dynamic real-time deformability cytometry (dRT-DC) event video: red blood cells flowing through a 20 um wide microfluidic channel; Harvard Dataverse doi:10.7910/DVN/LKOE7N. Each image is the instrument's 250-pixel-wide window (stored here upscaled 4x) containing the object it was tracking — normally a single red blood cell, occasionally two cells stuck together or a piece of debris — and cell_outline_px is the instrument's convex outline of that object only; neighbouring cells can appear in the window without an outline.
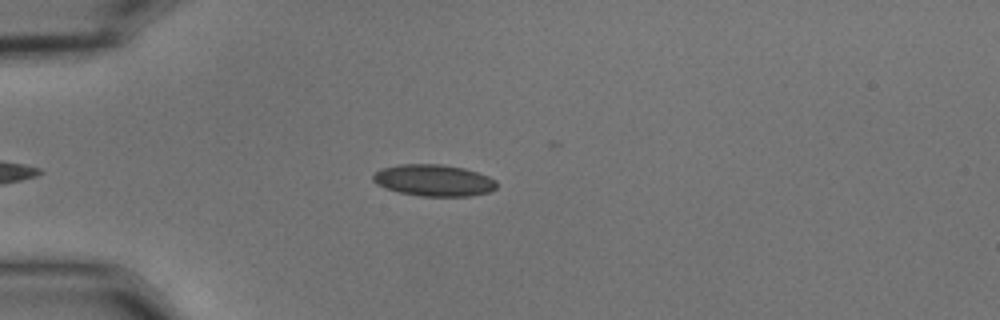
{"species": "common noctule bat (a hibernating species)", "species_latin": "Nyctalus noctula", "temperature_condition": "cold", "stored_images_in_passage": 41, "camera_frame_rate_fps": 3000, "um_per_image_px": 0.085, "animal": {"sex": "male", "body_mass_g": 15.6}, "frame": {"image": 1, "passage_image": 5, "time_ms": 1.333, "image_size_px": [1000, 320], "cell_outline_px": [[496, 188], [488, 192], [472, 196], [420, 196], [400, 192], [384, 188], [376, 184], [372, 180], [372, 176], [380, 168], [400, 164], [440, 164], [464, 168], [488, 176], [496, 180]], "centroid_in_image_um": [36.84, 15.33], "position_along_channel_um": 48.2, "area_um2": 22.83}}
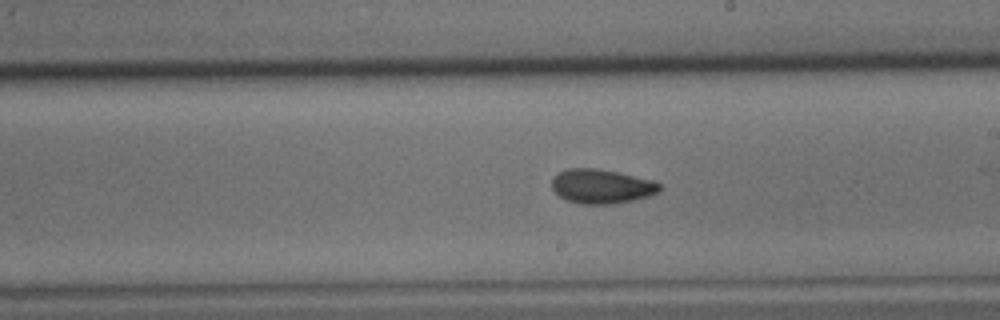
{"frame": {"image": 2, "passage_image": 22, "time_ms": 7.0, "image_size_px": [1000, 320], "cell_outline_px": [[660, 192], [648, 196], [616, 204], [580, 204], [568, 200], [560, 196], [552, 188], [552, 180], [560, 172], [568, 168], [596, 168], [616, 172], [652, 180], [660, 184]], "centroid_in_image_um": [51.14, 15.84], "position_along_channel_um": 237.9, "area_um2": 21.33}}
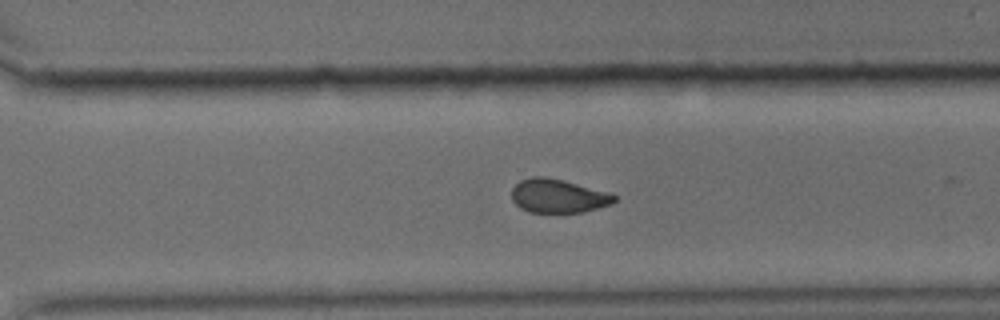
{"frame": {"image": 3, "passage_image": 29, "time_ms": 9.333, "image_size_px": [1000, 320], "cell_outline_px": [[616, 200], [612, 204], [580, 212], [528, 212], [520, 208], [512, 200], [512, 188], [520, 180], [532, 176], [544, 176], [564, 180], [608, 192], [616, 196]], "centroid_in_image_um": [47.41, 16.64], "position_along_channel_um": 323.2, "area_um2": 20.11}, "authors_computed_cell_mechanics": {"area_um2": 21.5016, "velocity_mm_per_s": 3.666, "shape_relaxation_time_tau1_ms": 7.8471, "shape_relaxation_time_tau2_ms": 4.5025, "deformation_change_tau1": 0.1519, "deformation_change_tau2": 0.0939}}